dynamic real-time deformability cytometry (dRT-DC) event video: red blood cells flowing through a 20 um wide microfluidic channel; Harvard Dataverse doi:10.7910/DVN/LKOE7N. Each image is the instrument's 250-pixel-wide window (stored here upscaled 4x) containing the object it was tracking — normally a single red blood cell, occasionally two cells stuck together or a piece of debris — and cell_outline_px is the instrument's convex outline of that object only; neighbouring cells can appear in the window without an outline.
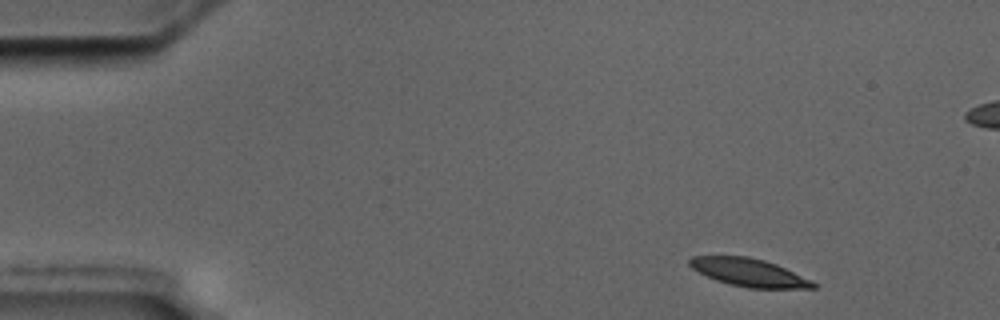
{"species": "common noctule bat (a hibernating species)", "species_latin": "Nyctalus noctula", "temperature_condition": "cold", "stored_images_in_passage": 5, "camera_frame_rate_fps": 3000, "um_per_image_px": 0.085, "animal": {"sex": "male", "body_mass_g": 17.5, "forearm_length_mm": 52.3}, "frame": {"image": 1, "passage_image": 1, "time_ms": 0.0, "image_size_px": [1000, 320], "cell_outline_px": [[816, 288], [748, 288], [728, 284], [716, 280], [692, 268], [688, 264], [688, 260], [692, 256], [748, 256], [764, 260], [776, 264], [812, 280], [816, 284]], "centroid_in_image_um": [63.66, 23.16], "position_along_channel_um": 21.3, "area_um2": 20.0}}
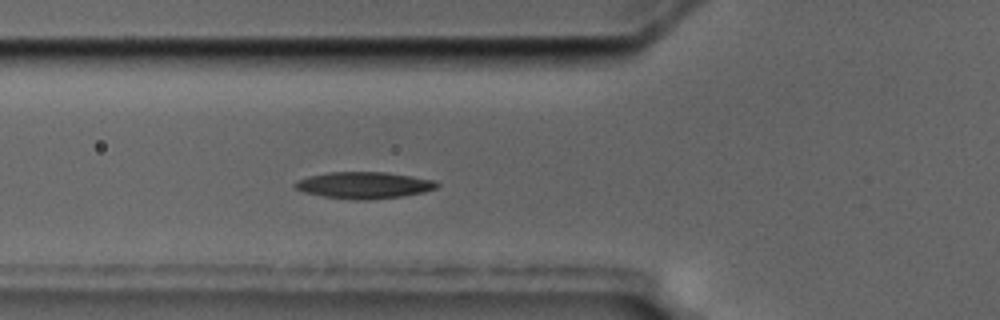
{"frame": {"image": 2, "passage_image": 5, "time_ms": 4.667, "image_size_px": [1000, 320], "cell_outline_px": [[440, 184], [436, 188], [424, 192], [400, 196], [368, 200], [356, 200], [324, 196], [304, 192], [292, 188], [292, 184], [296, 180], [308, 176], [328, 172], [388, 172], [436, 180]], "centroid_in_image_um": [30.91, 15.73], "position_along_channel_um": 94.9, "area_um2": 22.2}}